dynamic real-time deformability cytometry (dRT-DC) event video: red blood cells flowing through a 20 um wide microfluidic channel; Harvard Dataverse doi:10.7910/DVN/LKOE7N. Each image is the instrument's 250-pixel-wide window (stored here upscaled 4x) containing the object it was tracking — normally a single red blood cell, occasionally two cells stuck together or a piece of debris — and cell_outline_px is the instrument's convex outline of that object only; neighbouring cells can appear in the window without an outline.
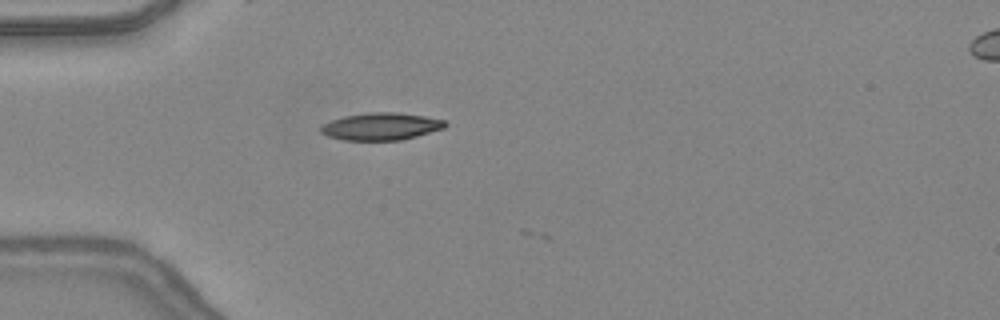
{"species": "common noctule bat (a hibernating species)", "species_latin": "Nyctalus noctula", "temperature_condition": "warm", "stored_images_in_passage": 4, "camera_frame_rate_fps": 3000, "um_per_image_px": 0.085, "animal": {"sex": "female", "body_mass_g": 24.6, "forearm_length_mm": 56.2}, "frame": {"image": 1, "passage_image": 3, "time_ms": 0.667, "image_size_px": [1000, 320], "cell_outline_px": [[448, 124], [444, 128], [416, 136], [400, 140], [344, 140], [328, 136], [320, 132], [320, 128], [324, 124], [332, 120], [344, 116], [368, 112], [396, 112], [424, 116], [444, 120]], "centroid_in_image_um": [32.39, 10.74], "position_along_channel_um": 52.6, "area_um2": 19.65}}